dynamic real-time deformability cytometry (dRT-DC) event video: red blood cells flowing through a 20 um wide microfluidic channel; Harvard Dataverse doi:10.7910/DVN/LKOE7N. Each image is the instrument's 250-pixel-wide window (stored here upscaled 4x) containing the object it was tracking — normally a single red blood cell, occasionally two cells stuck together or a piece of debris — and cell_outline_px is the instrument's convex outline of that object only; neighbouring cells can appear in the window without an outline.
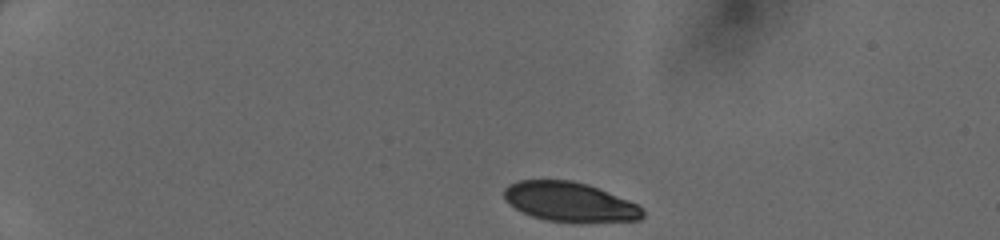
{"species": "human", "species_latin": "Homo sapiens", "temperature_condition": "cold", "stored_images_in_passage": 38, "camera_frame_rate_fps": 3000, "um_per_image_px": 0.085, "donor": {"sex": "female"}, "frame": {"image": 1, "passage_image": 1, "time_ms": 0.0, "image_size_px": [1000, 240], "cell_outline_px": [[644, 216], [640, 220], [548, 220], [532, 216], [508, 204], [504, 196], [504, 188], [508, 184], [516, 180], [572, 180], [588, 184], [628, 200], [644, 208]], "centroid_in_image_um": [48.39, 17.11], "position_along_channel_um": 36.6, "area_um2": 31.1}}
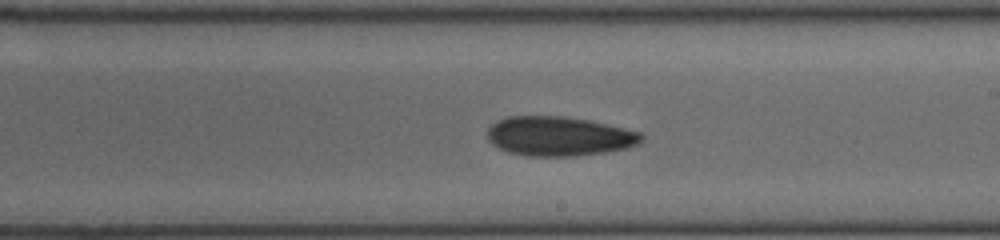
{"frame": {"image": 2, "passage_image": 21, "time_ms": 6.667, "image_size_px": [1000, 240], "cell_outline_px": [[644, 140], [628, 148], [604, 152], [576, 156], [528, 156], [508, 152], [492, 144], [488, 140], [488, 128], [496, 120], [508, 116], [564, 116], [588, 120], [624, 128], [640, 132], [644, 136]], "centroid_in_image_um": [47.51, 11.58], "position_along_channel_um": 241.5, "area_um2": 35.43}}
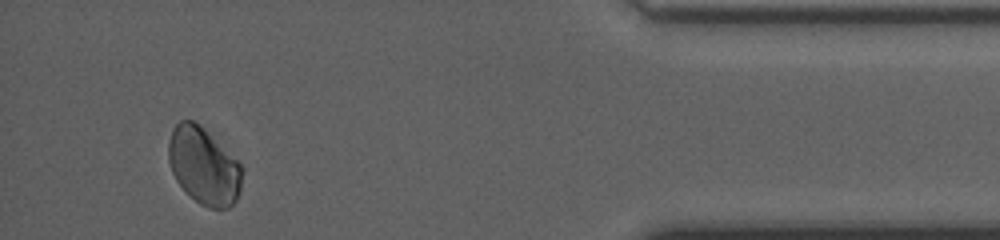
{"frame": {"image": 3, "passage_image": 36, "time_ms": 11.667, "image_size_px": [1000, 240], "cell_outline_px": [[244, 168], [240, 192], [236, 200], [228, 208], [212, 208], [200, 204], [176, 180], [172, 172], [168, 160], [168, 140], [172, 128], [180, 120], [192, 120], [236, 160]], "centroid_in_image_um": [17.31, 14.13], "position_along_channel_um": 417.9, "area_um2": 32.31}}